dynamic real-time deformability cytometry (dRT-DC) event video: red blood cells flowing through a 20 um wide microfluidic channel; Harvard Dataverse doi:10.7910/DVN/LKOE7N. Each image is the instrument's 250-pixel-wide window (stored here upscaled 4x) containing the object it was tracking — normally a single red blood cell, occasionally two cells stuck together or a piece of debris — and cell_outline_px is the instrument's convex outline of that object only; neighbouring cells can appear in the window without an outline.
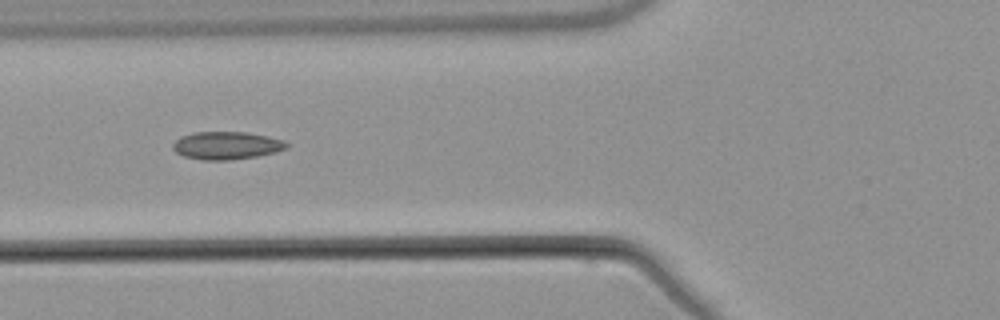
{"species": "common noctule bat (a hibernating species)", "species_latin": "Nyctalus noctula", "temperature_condition": "warm", "stored_images_in_passage": 4, "camera_frame_rate_fps": 3000, "um_per_image_px": 0.085, "animal": {"sex": "male", "body_mass_g": 21.5, "forearm_length_mm": 52.0}, "frame": {"image": 1, "passage_image": 3, "time_ms": 3.0, "image_size_px": [1000, 320], "cell_outline_px": [[288, 148], [276, 152], [256, 156], [232, 160], [204, 160], [184, 156], [176, 152], [172, 148], [172, 144], [180, 136], [192, 132], [244, 132], [268, 136], [284, 140], [288, 144]], "centroid_in_image_um": [19.25, 12.36], "position_along_channel_um": 106.5, "area_um2": 18.5}}
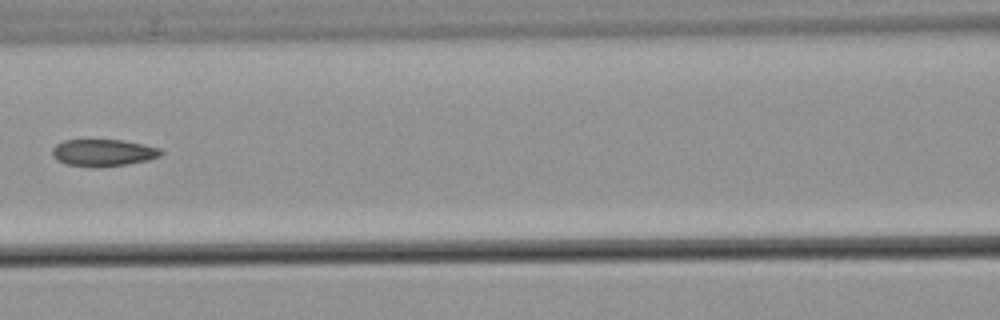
{"frame": {"image": 2, "passage_image": 4, "time_ms": 4.333, "image_size_px": [1000, 320], "cell_outline_px": [[164, 152], [160, 156], [148, 160], [128, 164], [68, 164], [56, 160], [52, 156], [52, 148], [56, 144], [64, 140], [124, 140], [144, 144], [160, 148]], "centroid_in_image_um": [8.81, 12.92], "position_along_channel_um": 157.8, "area_um2": 16.42}}